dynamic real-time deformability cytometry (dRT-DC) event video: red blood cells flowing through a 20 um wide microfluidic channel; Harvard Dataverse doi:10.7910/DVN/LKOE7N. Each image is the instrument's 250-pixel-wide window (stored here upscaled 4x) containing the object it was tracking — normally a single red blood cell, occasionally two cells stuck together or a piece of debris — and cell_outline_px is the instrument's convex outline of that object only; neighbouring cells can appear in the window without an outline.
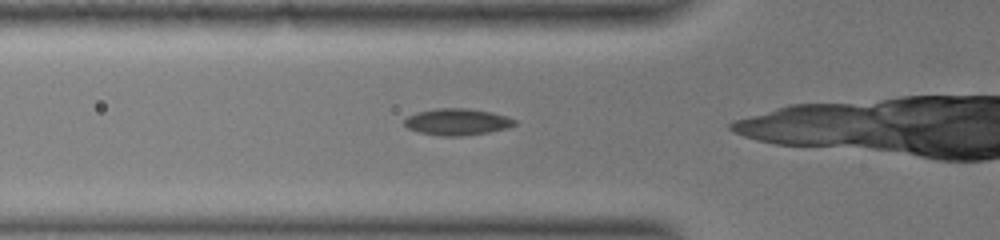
{"species": "common noctule bat (a hibernating species)", "species_latin": "Nyctalus noctula", "temperature_condition": "warm", "stored_images_in_passage": 38, "camera_frame_rate_fps": 3000, "um_per_image_px": 0.085, "animal": {"sex": "female", "body_mass_g": 19.0, "forearm_length_mm": 51.5}, "frame": {"image": 1, "passage_image": 13, "time_ms": 4.0, "image_size_px": [1000, 240], "cell_outline_px": [[516, 124], [508, 128], [488, 132], [460, 136], [440, 136], [420, 132], [408, 128], [404, 124], [404, 120], [408, 116], [416, 112], [436, 108], [468, 108], [492, 112], [508, 116], [516, 120]], "centroid_in_image_um": [38.87, 10.35], "position_along_channel_um": 86.9, "area_um2": 17.17}}
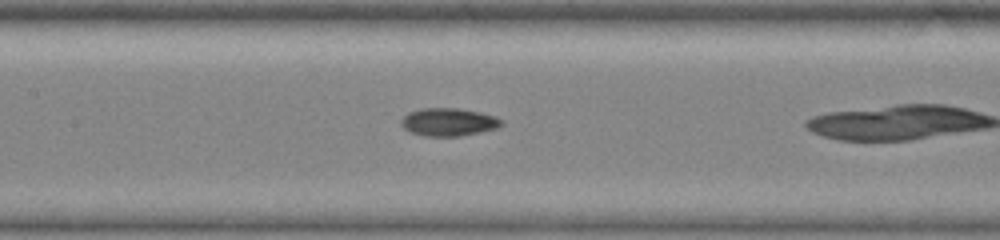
{"frame": {"image": 2, "passage_image": 20, "time_ms": 6.333, "image_size_px": [1000, 240], "cell_outline_px": [[504, 124], [496, 128], [480, 132], [460, 136], [424, 136], [408, 132], [400, 124], [400, 120], [408, 112], [420, 108], [460, 108], [480, 112], [496, 116], [504, 120]], "centroid_in_image_um": [38.12, 10.37], "position_along_channel_um": 169.3, "area_um2": 16.59}}
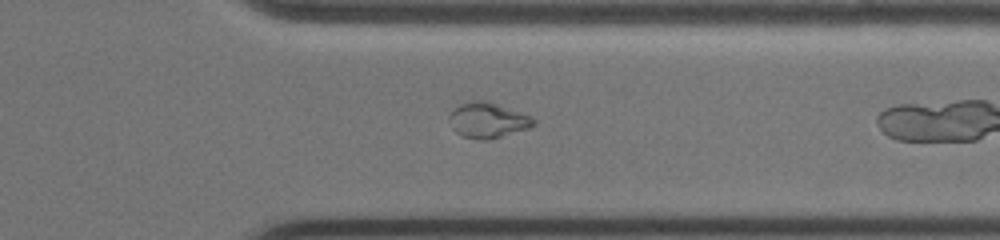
{"frame": {"image": 3, "passage_image": 37, "time_ms": 12.0, "image_size_px": [1000, 240], "cell_outline_px": [[536, 124], [528, 128], [488, 140], [476, 140], [460, 136], [452, 128], [448, 120], [448, 112], [452, 108], [464, 100], [488, 100], [532, 116], [536, 120]], "centroid_in_image_um": [41.39, 10.19], "position_along_channel_um": 370.0, "area_um2": 18.03}}